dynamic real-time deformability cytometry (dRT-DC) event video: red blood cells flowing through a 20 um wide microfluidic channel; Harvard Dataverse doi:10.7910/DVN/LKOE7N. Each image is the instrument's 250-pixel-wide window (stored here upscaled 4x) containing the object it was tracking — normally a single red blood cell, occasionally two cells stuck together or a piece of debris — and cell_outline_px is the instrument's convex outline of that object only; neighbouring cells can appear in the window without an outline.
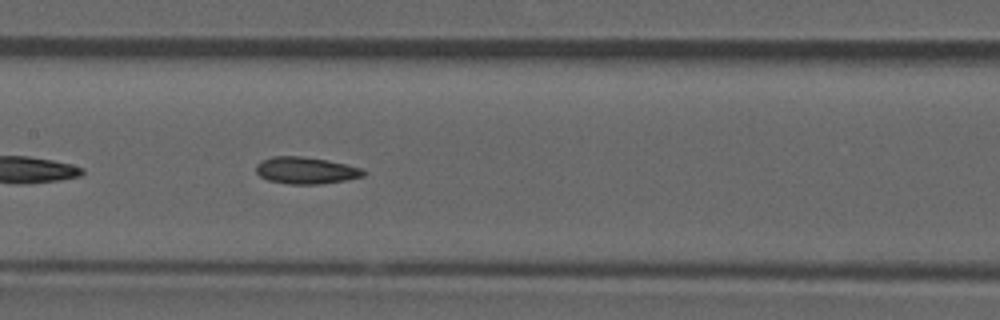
{"species": "common noctule bat (a hibernating species)", "species_latin": "Nyctalus noctula", "temperature_condition": "room temperature", "stored_images_in_passage": 37, "camera_frame_rate_fps": 3000, "um_per_image_px": 0.085, "animal": {"sex": "male", "forearm_length_mm": 52.5}, "frame": {"image": 1, "passage_image": 11, "time_ms": 3.333, "image_size_px": [1000, 320], "cell_outline_px": [[368, 172], [364, 176], [344, 180], [320, 184], [288, 184], [268, 180], [260, 176], [256, 172], [256, 164], [260, 160], [272, 156], [300, 156], [328, 160], [360, 168]], "centroid_in_image_um": [25.97, 14.48], "position_along_channel_um": 181.4, "area_um2": 16.82}, "authors_computed_cell_mechanics": {"area_um2": 16.6464, "velocity_mm_per_s": 3.9258, "shape_relaxation_time_tau1_ms": null, "shape_relaxation_time_tau2_ms": 4.0207, "deformation_change_tau1": null, "deformation_change_tau2": 0.1183}}